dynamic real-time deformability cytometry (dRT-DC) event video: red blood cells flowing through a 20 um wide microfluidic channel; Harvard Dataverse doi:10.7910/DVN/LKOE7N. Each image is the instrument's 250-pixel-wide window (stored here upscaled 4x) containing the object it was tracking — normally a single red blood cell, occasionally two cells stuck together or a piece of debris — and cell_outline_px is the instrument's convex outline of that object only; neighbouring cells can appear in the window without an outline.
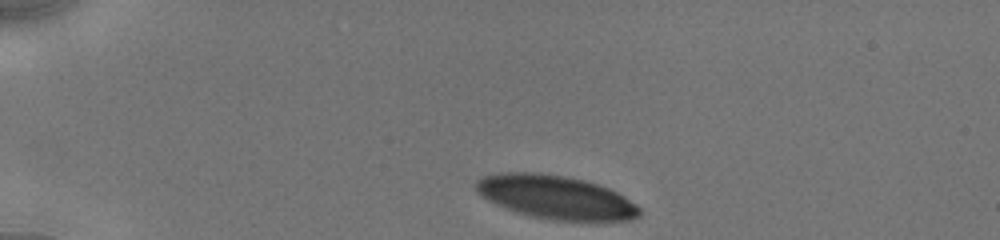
{"species": "human", "species_latin": "Homo sapiens", "temperature_condition": "cold", "stored_images_in_passage": 34, "camera_frame_rate_fps": 3000, "um_per_image_px": 0.085, "donor": {"sex": "male"}, "frame": {"image": 1, "passage_image": 1, "time_ms": 0.0, "image_size_px": [1000, 240], "cell_outline_px": [[640, 216], [632, 220], [596, 224], [552, 220], [532, 216], [516, 212], [504, 208], [488, 200], [476, 188], [476, 180], [484, 176], [500, 172], [540, 172], [564, 176], [584, 180], [608, 188], [624, 196], [636, 204], [640, 208]], "centroid_in_image_um": [47.33, 16.81], "position_along_channel_um": 37.7, "area_um2": 42.37}}
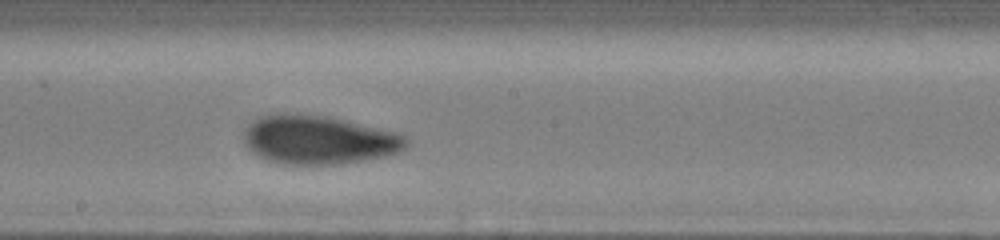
{"frame": {"image": 2, "passage_image": 20, "time_ms": 6.333, "image_size_px": [1000, 240], "cell_outline_px": [[408, 144], [404, 148], [396, 152], [384, 156], [340, 164], [284, 164], [268, 160], [252, 152], [248, 148], [244, 140], [244, 128], [248, 124], [260, 116], [296, 112], [328, 116], [396, 132], [404, 136], [408, 140]], "centroid_in_image_um": [27.05, 11.87], "position_along_channel_um": 221.1, "area_um2": 46.01}}
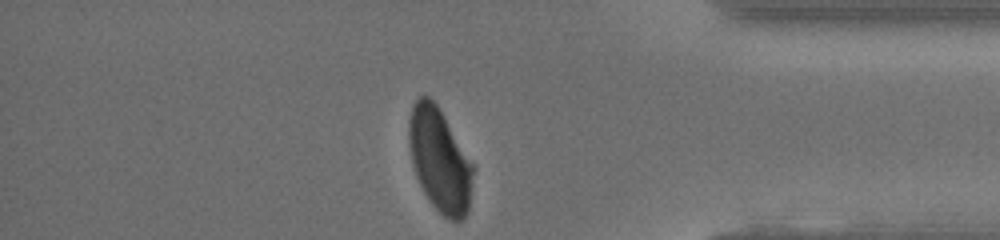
{"frame": {"image": 3, "passage_image": 34, "time_ms": 11.333, "image_size_px": [1000, 240], "cell_outline_px": [[476, 168], [468, 212], [460, 220], [452, 220], [444, 216], [428, 200], [416, 176], [412, 164], [408, 144], [408, 120], [412, 104], [420, 96], [428, 96], [440, 108], [476, 164]], "centroid_in_image_um": [37.41, 13.57], "position_along_channel_um": 397.8, "area_um2": 39.71}, "authors_computed_cell_mechanics": {"area_um2": 45.1418, "velocity_mm_per_s": 3.8886, "shape_relaxation_time_tau1_ms": 3.6887, "shape_relaxation_time_tau2_ms": 0.7512, "deformation_change_tau1": 0.1381, "deformation_change_tau2": 0.0455}}